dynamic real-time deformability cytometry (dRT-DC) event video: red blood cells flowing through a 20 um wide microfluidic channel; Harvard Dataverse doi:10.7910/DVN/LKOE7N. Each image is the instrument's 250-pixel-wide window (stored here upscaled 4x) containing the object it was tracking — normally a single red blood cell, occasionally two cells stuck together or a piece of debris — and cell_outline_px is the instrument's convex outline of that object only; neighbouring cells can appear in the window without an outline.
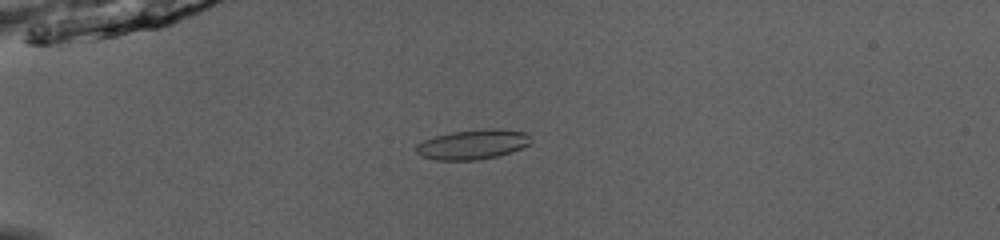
{"species": "common noctule bat (a hibernating species)", "species_latin": "Nyctalus noctula", "temperature_condition": "room temperature", "stored_images_in_passage": 51, "camera_frame_rate_fps": 3000, "um_per_image_px": 0.085, "animal": {"sex": "male", "body_mass_g": 13.0, "forearm_length_mm": 53.1}, "frame": {"image": 1, "passage_image": 15, "time_ms": 4.667, "image_size_px": [1000, 240], "cell_outline_px": [[532, 140], [528, 144], [512, 152], [496, 156], [476, 160], [436, 160], [420, 156], [416, 152], [416, 144], [424, 140], [436, 136], [452, 132], [488, 128], [500, 128], [528, 132]], "centroid_in_image_um": [40.2, 12.27], "position_along_channel_um": 44.8, "area_um2": 20.0}}
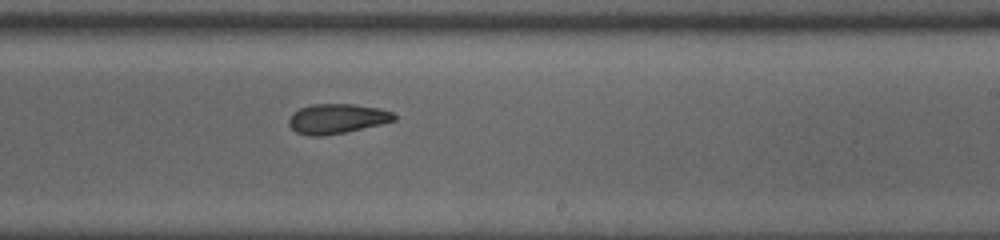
{"frame": {"image": 2, "passage_image": 33, "time_ms": 10.667, "image_size_px": [1000, 240], "cell_outline_px": [[396, 120], [380, 124], [344, 132], [324, 136], [308, 136], [296, 132], [288, 124], [288, 120], [292, 112], [300, 108], [312, 104], [352, 104], [380, 108], [392, 112], [396, 116]], "centroid_in_image_um": [28.6, 10.08], "position_along_channel_um": 260.4, "area_um2": 18.26}}
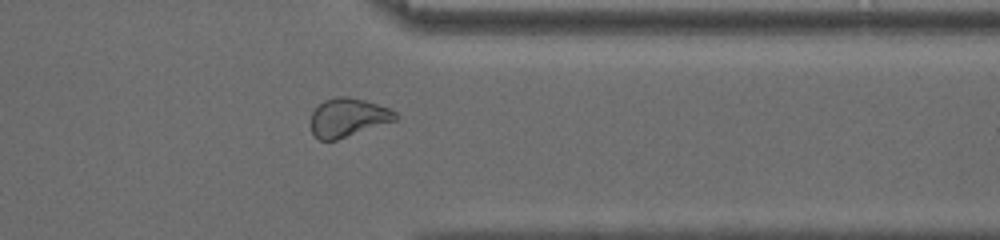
{"frame": {"image": 3, "passage_image": 42, "time_ms": 13.667, "image_size_px": [1000, 240], "cell_outline_px": [[400, 116], [396, 120], [336, 140], [320, 140], [312, 132], [312, 112], [324, 100], [336, 96], [348, 96], [364, 100], [388, 108], [396, 112]], "centroid_in_image_um": [29.59, 9.98], "position_along_channel_um": 381.8, "area_um2": 18.79}, "authors_computed_cell_mechanics": {"area_um2": 19.4208, "velocity_mm_per_s": 4.0935, "shape_relaxation_time_tau1_ms": 6.277, "shape_relaxation_time_tau2_ms": 3.3001, "deformation_change_tau1": 0.1293, "deformation_change_tau2": 0.0939}}